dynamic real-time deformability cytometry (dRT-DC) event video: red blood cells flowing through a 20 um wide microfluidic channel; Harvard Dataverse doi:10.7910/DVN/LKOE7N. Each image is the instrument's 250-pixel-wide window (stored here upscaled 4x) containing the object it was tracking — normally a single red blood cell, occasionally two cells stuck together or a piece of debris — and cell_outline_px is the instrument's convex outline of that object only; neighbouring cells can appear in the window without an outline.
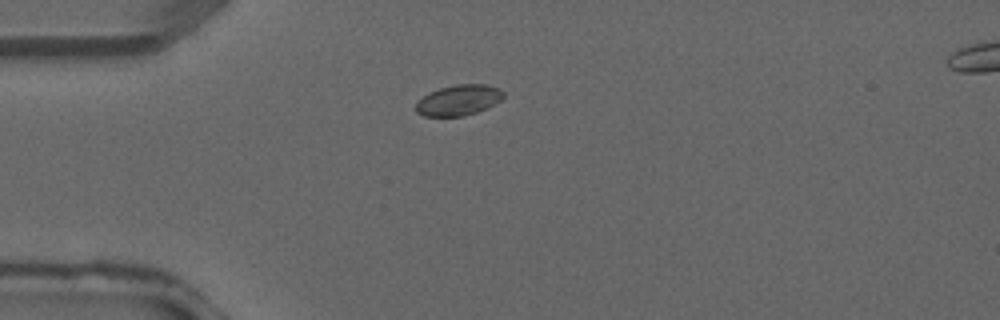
{"species": "common noctule bat (a hibernating species)", "species_latin": "Nyctalus noctula", "temperature_condition": "warm", "stored_images_in_passage": 1, "camera_frame_rate_fps": 3000, "um_per_image_px": 0.085, "animal": {"sex": "male", "forearm_length_mm": 52.5}, "frame": {"image": 1, "passage_image": 1, "time_ms": 0.0, "image_size_px": [1000, 320], "cell_outline_px": [[504, 96], [500, 100], [476, 112], [464, 116], [424, 116], [416, 112], [416, 104], [428, 92], [440, 88], [456, 84], [488, 84], [500, 88], [504, 92]], "centroid_in_image_um": [38.98, 8.5], "position_along_channel_um": 46.0, "area_um2": 15.49}}